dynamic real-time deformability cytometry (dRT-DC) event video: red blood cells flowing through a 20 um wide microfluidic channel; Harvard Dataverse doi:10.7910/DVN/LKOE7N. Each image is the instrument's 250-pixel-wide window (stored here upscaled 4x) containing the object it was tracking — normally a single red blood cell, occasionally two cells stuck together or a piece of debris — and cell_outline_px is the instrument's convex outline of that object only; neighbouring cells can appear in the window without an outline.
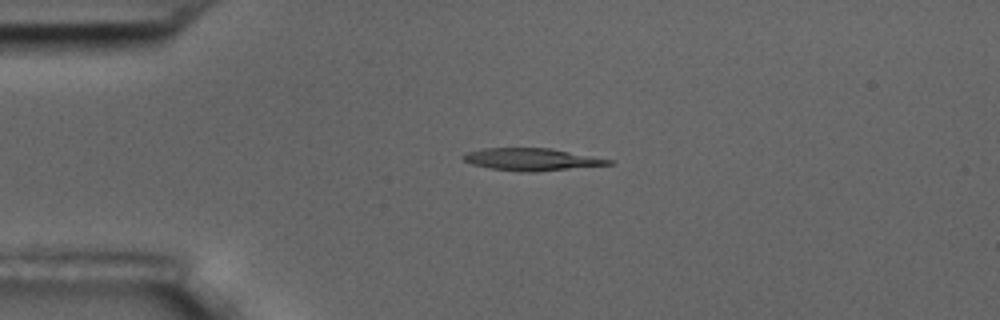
{"species": "common noctule bat (a hibernating species)", "species_latin": "Nyctalus noctula", "temperature_condition": "room temperature", "stored_images_in_passage": 5, "camera_frame_rate_fps": 3000, "um_per_image_px": 0.085, "animal": {"sex": "male", "body_mass_g": 17.5, "forearm_length_mm": 52.3}, "frame": {"image": 1, "passage_image": 3, "time_ms": 3.0, "image_size_px": [1000, 320], "cell_outline_px": [[612, 164], [532, 172], [520, 172], [488, 168], [472, 164], [464, 160], [460, 156], [468, 152], [484, 148], [552, 148], [612, 160]], "centroid_in_image_um": [45.13, 13.54], "position_along_channel_um": 39.9, "area_um2": 18.73}}